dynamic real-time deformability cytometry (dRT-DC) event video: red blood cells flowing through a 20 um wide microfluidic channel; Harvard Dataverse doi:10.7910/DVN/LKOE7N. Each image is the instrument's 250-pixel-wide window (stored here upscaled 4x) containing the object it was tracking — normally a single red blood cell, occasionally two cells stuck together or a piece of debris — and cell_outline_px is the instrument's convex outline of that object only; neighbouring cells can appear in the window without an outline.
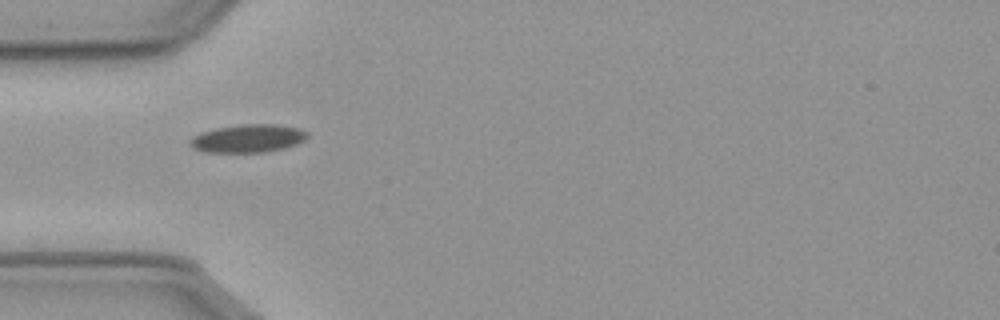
{"species": "common noctule bat (a hibernating species)", "species_latin": "Nyctalus noctula", "temperature_condition": "cold", "stored_images_in_passage": 40, "camera_frame_rate_fps": 3000, "um_per_image_px": 0.085, "animal": {"sex": "male", "body_mass_g": 23.1, "forearm_length_mm": 52.7}, "frame": {"image": 1, "passage_image": 1, "time_ms": 0.0, "image_size_px": [1000, 320], "cell_outline_px": [[308, 136], [304, 140], [296, 144], [284, 148], [264, 152], [204, 152], [196, 148], [188, 140], [192, 136], [200, 132], [216, 128], [244, 124], [276, 124], [300, 128], [308, 132]], "centroid_in_image_um": [21.1, 11.75], "position_along_channel_um": 63.9, "area_um2": 19.13}}
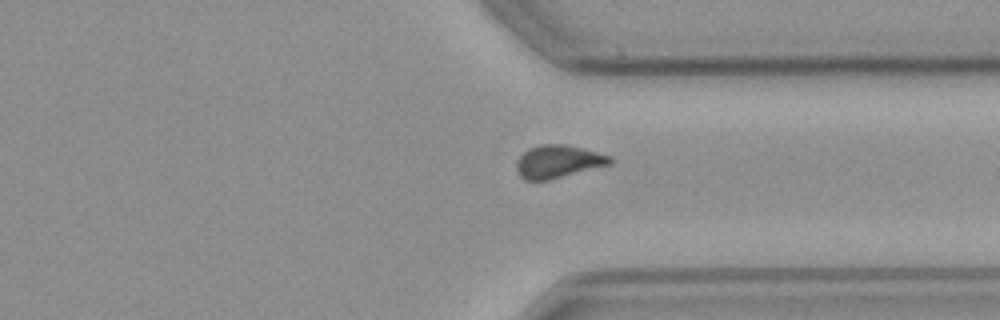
{"frame": {"image": 2, "passage_image": 26, "time_ms": 8.333, "image_size_px": [1000, 320], "cell_outline_px": [[612, 164], [548, 180], [524, 180], [520, 176], [516, 168], [516, 160], [528, 148], [540, 144], [564, 144], [612, 156]], "centroid_in_image_um": [47.42, 13.73], "position_along_channel_um": 364.0, "area_um2": 17.86}}
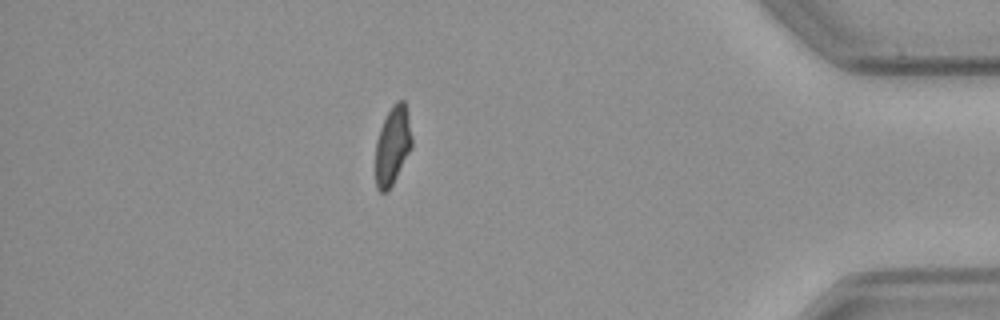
{"frame": {"image": 3, "passage_image": 33, "time_ms": 10.667, "image_size_px": [1000, 320], "cell_outline_px": [[412, 148], [388, 192], [380, 192], [376, 188], [376, 140], [380, 128], [392, 104], [396, 100], [404, 100], [408, 112], [412, 136]], "centroid_in_image_um": [33.38, 12.36], "position_along_channel_um": 401.8, "area_um2": 16.76}, "authors_computed_cell_mechanics": {"area_um2": 18.3515, "velocity_mm_per_s": 3.603, "shape_relaxation_time_tau1_ms": 10.8994, "shape_relaxation_time_tau2_ms": 3.4531, "deformation_change_tau1": 0.1817, "deformation_change_tau2": 0.0793}}